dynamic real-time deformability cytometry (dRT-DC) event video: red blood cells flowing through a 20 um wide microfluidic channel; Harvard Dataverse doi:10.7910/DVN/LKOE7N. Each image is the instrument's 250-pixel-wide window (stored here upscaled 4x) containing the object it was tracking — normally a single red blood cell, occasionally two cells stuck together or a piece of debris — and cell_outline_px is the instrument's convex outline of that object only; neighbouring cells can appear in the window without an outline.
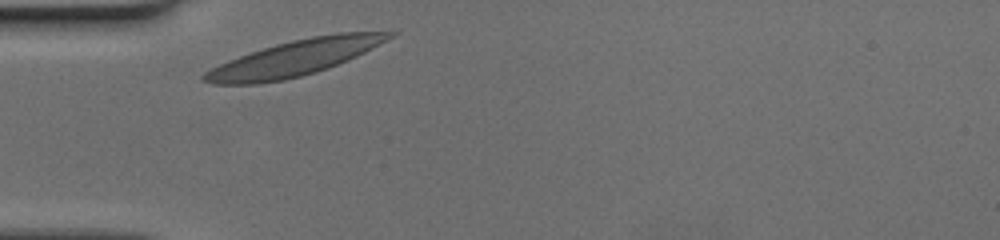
{"species": "human", "species_latin": "Homo sapiens", "temperature_condition": "cold", "stored_images_in_passage": 26, "camera_frame_rate_fps": 3000, "um_per_image_px": 0.085, "donor": {"sex": "female"}, "frame": {"image": 1, "passage_image": 1, "time_ms": 0.0, "image_size_px": [1000, 240], "cell_outline_px": [[396, 32], [392, 36], [364, 52], [348, 60], [328, 68], [316, 72], [284, 80], [256, 84], [212, 84], [204, 80], [200, 76], [204, 72], [220, 64], [240, 56], [276, 44], [292, 40], [312, 36], [340, 32]], "centroid_in_image_um": [25.0, 4.95], "position_along_channel_um": 60.0, "area_um2": 37.69}}
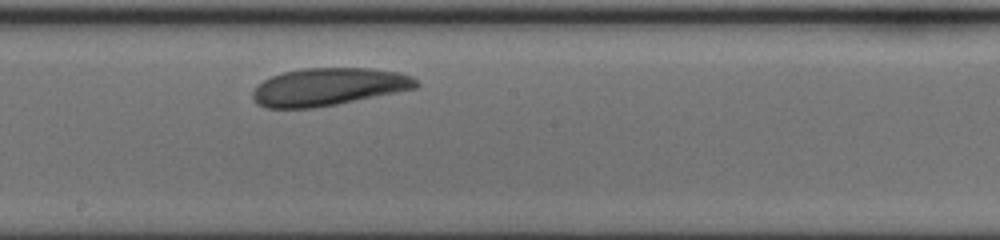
{"frame": {"image": 2, "passage_image": 14, "time_ms": 4.333, "image_size_px": [1000, 240], "cell_outline_px": [[420, 84], [416, 88], [336, 104], [312, 108], [268, 108], [256, 104], [252, 100], [252, 92], [256, 84], [272, 76], [284, 72], [304, 68], [368, 68], [400, 72], [412, 76]], "centroid_in_image_um": [27.88, 7.38], "position_along_channel_um": 220.3, "area_um2": 35.84}}
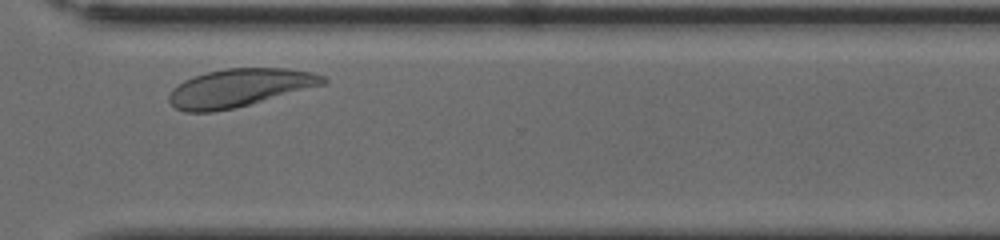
{"frame": {"image": 3, "passage_image": 24, "time_ms": 7.667, "image_size_px": [1000, 240], "cell_outline_px": [[328, 80], [324, 84], [248, 104], [232, 108], [212, 112], [184, 112], [176, 108], [168, 100], [168, 96], [172, 88], [184, 80], [192, 76], [224, 68], [288, 68], [312, 72], [324, 76]], "centroid_in_image_um": [20.31, 7.45], "position_along_channel_um": 350.3, "area_um2": 33.81}}